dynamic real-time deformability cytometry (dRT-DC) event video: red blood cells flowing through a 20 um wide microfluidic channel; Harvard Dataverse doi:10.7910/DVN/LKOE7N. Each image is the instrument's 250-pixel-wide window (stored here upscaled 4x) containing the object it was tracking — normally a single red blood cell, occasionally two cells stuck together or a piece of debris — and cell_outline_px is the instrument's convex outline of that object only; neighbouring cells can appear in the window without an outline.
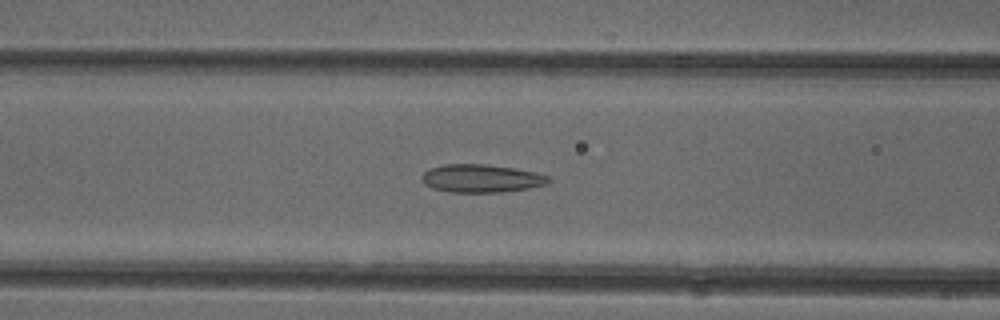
{"species": "common noctule bat (a hibernating species)", "species_latin": "Nyctalus noctula", "temperature_condition": "cold", "stored_images_in_passage": 52, "camera_frame_rate_fps": 3000, "um_per_image_px": 0.085, "animal": {"sex": "female"}, "frame": {"image": 1, "passage_image": 21, "time_ms": 6.667, "image_size_px": [1000, 320], "cell_outline_px": [[552, 180], [548, 184], [528, 188], [504, 192], [448, 192], [432, 188], [424, 184], [424, 172], [428, 168], [444, 164], [484, 164], [516, 168], [536, 172], [548, 176]], "centroid_in_image_um": [40.94, 15.16], "position_along_channel_um": 125.7, "area_um2": 20.81}}
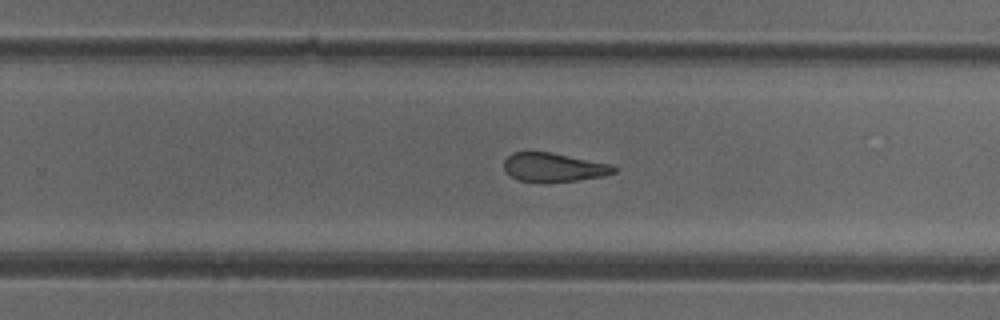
{"frame": {"image": 2, "passage_image": 33, "time_ms": 10.667, "image_size_px": [1000, 320], "cell_outline_px": [[616, 172], [604, 176], [548, 184], [544, 184], [520, 180], [512, 176], [504, 168], [504, 160], [512, 152], [548, 152], [612, 164], [616, 168]], "centroid_in_image_um": [47.07, 14.25], "position_along_channel_um": 282.7, "area_um2": 18.61}}
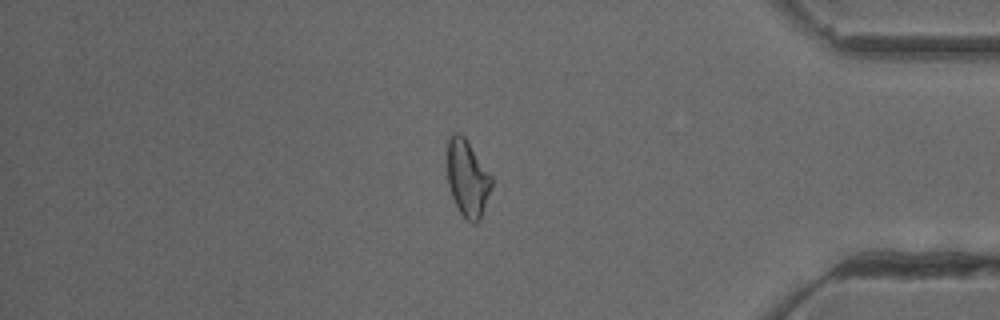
{"frame": {"image": 3, "passage_image": 44, "time_ms": 14.333, "image_size_px": [1000, 320], "cell_outline_px": [[492, 188], [480, 220], [476, 224], [472, 224], [460, 212], [452, 196], [448, 184], [448, 140], [452, 132], [460, 132], [468, 140], [492, 176]], "centroid_in_image_um": [39.76, 15.14], "position_along_channel_um": 395.4, "area_um2": 19.94}, "authors_computed_cell_mechanics": {"area_um2": 20.7791, "velocity_mm_per_s": 3.9433, "shape_relaxation_time_tau1_ms": null, "shape_relaxation_time_tau2_ms": 3.1398, "deformation_change_tau1": null, "deformation_change_tau2": 0.1171}}